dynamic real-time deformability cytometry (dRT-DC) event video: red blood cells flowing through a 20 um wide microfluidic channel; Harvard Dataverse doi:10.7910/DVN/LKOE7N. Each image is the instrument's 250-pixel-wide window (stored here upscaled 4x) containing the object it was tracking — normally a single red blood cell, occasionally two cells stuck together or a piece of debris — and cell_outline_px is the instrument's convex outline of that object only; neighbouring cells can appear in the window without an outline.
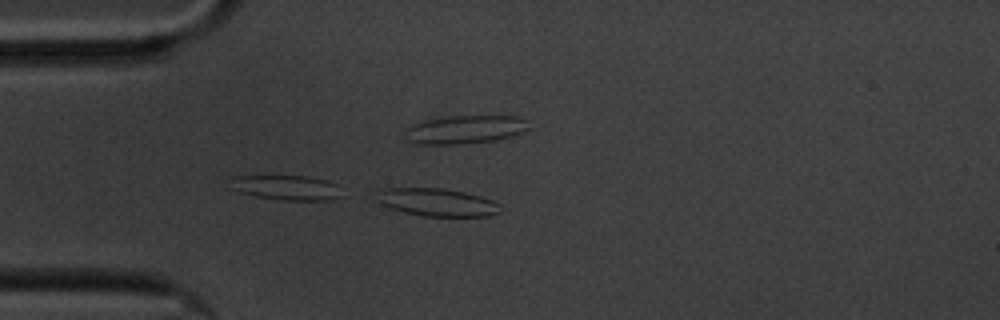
{"species": "common noctule bat (a hibernating species)", "species_latin": "Nyctalus noctula", "temperature_condition": "cold", "stored_images_in_passage": 16, "camera_frame_rate_fps": 3000, "um_per_image_px": 0.085, "animal": {"sex": "male", "body_mass_g": 20.1, "forearm_length_mm": 53.5}, "frame": {"image": 1, "passage_image": 16, "time_ms": 5.0, "image_size_px": [1000, 320], "cell_outline_px": [[504, 208], [500, 212], [488, 216], [420, 216], [404, 212], [392, 208], [372, 200], [376, 192], [384, 188], [440, 188], [464, 192], [480, 196], [492, 200], [500, 204]], "centroid_in_image_um": [37.12, 17.19], "position_along_channel_um": 47.9, "area_um2": 20.29}}